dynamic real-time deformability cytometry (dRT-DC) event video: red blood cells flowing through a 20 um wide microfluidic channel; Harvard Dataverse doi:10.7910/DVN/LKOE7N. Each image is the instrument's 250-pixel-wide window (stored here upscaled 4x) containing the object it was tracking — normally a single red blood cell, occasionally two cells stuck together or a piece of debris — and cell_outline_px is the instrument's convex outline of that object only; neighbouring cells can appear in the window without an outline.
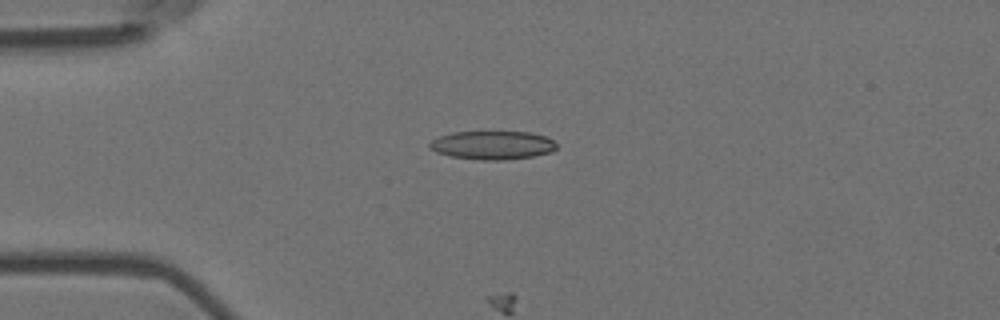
{"species": "Egyptian fruit bat (a non-hibernating species)", "species_latin": "Rousettus aegyptiacus", "temperature_condition": "room temperature", "stored_images_in_passage": 3, "camera_frame_rate_fps": 3000, "um_per_image_px": 0.085, "animal": {"sex": "female"}, "frame": {"image": 1, "passage_image": 2, "time_ms": 0.333, "image_size_px": [1000, 320], "cell_outline_px": [[556, 148], [552, 152], [532, 156], [504, 160], [476, 160], [448, 156], [436, 152], [428, 148], [428, 144], [432, 140], [440, 136], [452, 132], [532, 132], [548, 136], [556, 144]], "centroid_in_image_um": [41.85, 12.34], "position_along_channel_um": 43.2, "area_um2": 21.33}}